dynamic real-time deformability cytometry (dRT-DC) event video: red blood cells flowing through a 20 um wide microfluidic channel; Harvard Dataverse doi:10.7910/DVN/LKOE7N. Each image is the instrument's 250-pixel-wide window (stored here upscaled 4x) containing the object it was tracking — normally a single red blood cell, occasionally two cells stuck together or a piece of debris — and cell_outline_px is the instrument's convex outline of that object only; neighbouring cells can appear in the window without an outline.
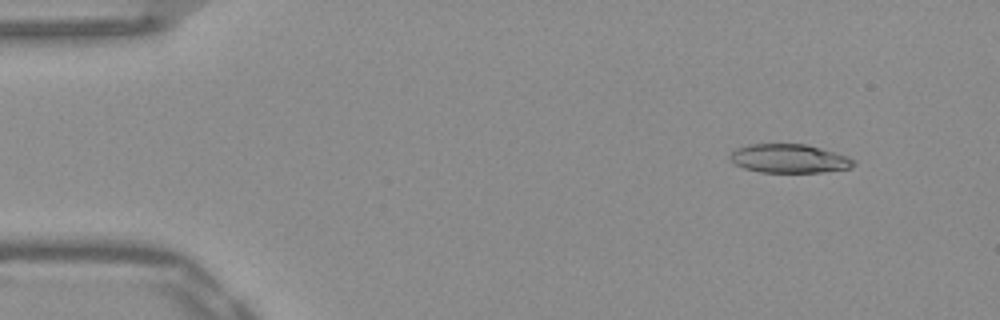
{"species": "Egyptian fruit bat (a non-hibernating species)", "species_latin": "Rousettus aegyptiacus", "temperature_condition": "warm", "stored_images_in_passage": 51, "camera_frame_rate_fps": 3000, "um_per_image_px": 0.085, "frame": {"image": 1, "passage_image": 5, "time_ms": 1.333, "image_size_px": [1000, 320], "cell_outline_px": [[856, 164], [852, 168], [820, 172], [760, 172], [744, 168], [728, 160], [732, 152], [736, 148], [748, 144], [804, 144], [820, 148], [848, 156], [856, 160]], "centroid_in_image_um": [67.09, 13.48], "position_along_channel_um": 17.9, "area_um2": 20.75}}
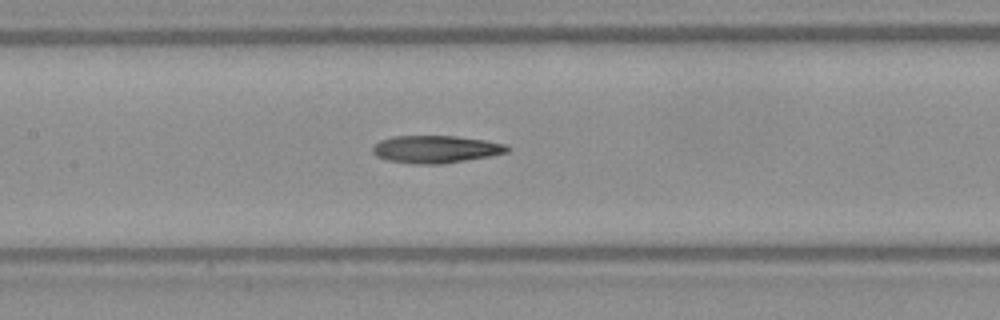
{"frame": {"image": 2, "passage_image": 24, "time_ms": 7.667, "image_size_px": [1000, 320], "cell_outline_px": [[508, 152], [488, 156], [440, 164], [412, 164], [384, 160], [376, 156], [372, 152], [372, 148], [380, 140], [392, 136], [456, 136], [484, 140], [504, 144], [508, 148]], "centroid_in_image_um": [36.96, 12.69], "position_along_channel_um": 170.4, "area_um2": 21.44}}
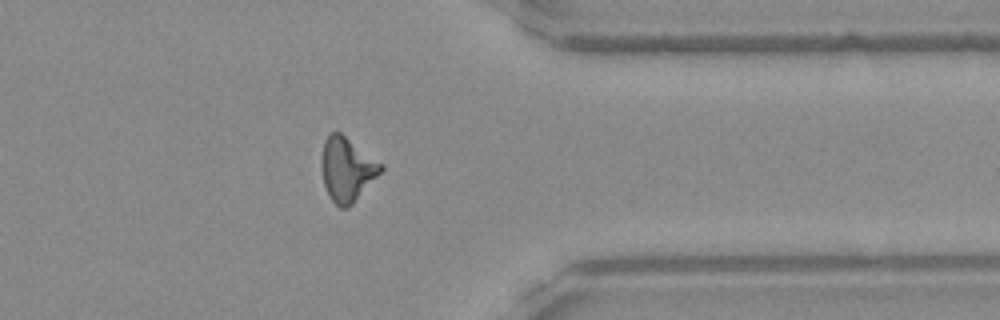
{"frame": {"image": 3, "passage_image": 41, "time_ms": 13.333, "image_size_px": [1000, 320], "cell_outline_px": [[384, 168], [352, 204], [348, 208], [340, 208], [328, 196], [324, 184], [324, 140], [332, 132], [340, 132], [384, 164]], "centroid_in_image_um": [29.54, 14.4], "position_along_channel_um": 381.9, "area_um2": 21.44}, "authors_computed_cell_mechanics": {"area_um2": 21.3282, "velocity_mm_per_s": 3.9209, "shape_relaxation_time_tau1_ms": null, "shape_relaxation_time_tau2_ms": 5.9388, "deformation_change_tau1": null, "deformation_change_tau2": 0.2012}}